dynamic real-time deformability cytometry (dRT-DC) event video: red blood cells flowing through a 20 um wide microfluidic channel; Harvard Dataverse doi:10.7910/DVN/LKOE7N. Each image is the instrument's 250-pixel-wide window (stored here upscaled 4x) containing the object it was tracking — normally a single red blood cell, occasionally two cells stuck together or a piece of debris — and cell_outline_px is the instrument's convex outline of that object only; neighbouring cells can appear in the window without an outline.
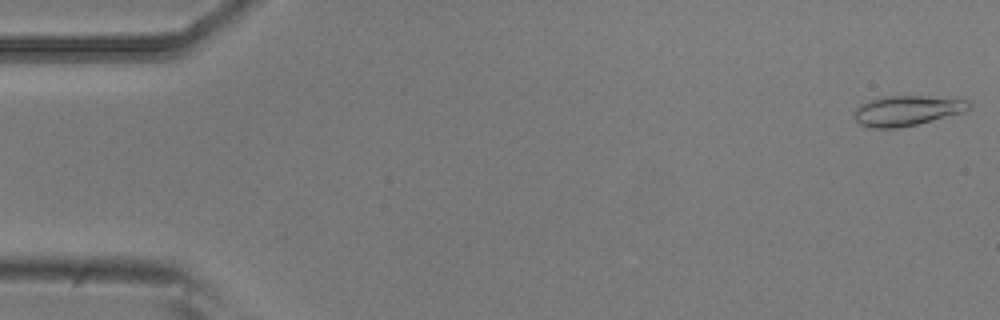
{"species": "common noctule bat (a hibernating species)", "species_latin": "Nyctalus noctula", "temperature_condition": "room temperature", "stored_images_in_passage": 6, "camera_frame_rate_fps": 3000, "um_per_image_px": 0.085, "animal": {"sex": "male", "body_mass_g": 20.5, "forearm_length_mm": 52.5}, "frame": {"image": 1, "passage_image": 1, "time_ms": 0.0, "image_size_px": [1000, 320], "cell_outline_px": [[972, 104], [968, 108], [960, 112], [916, 124], [896, 128], [868, 128], [860, 124], [856, 120], [856, 108], [860, 104], [884, 96], [920, 96], [968, 100]], "centroid_in_image_um": [77.04, 9.4], "position_along_channel_um": 8.0, "area_um2": 19.54}}